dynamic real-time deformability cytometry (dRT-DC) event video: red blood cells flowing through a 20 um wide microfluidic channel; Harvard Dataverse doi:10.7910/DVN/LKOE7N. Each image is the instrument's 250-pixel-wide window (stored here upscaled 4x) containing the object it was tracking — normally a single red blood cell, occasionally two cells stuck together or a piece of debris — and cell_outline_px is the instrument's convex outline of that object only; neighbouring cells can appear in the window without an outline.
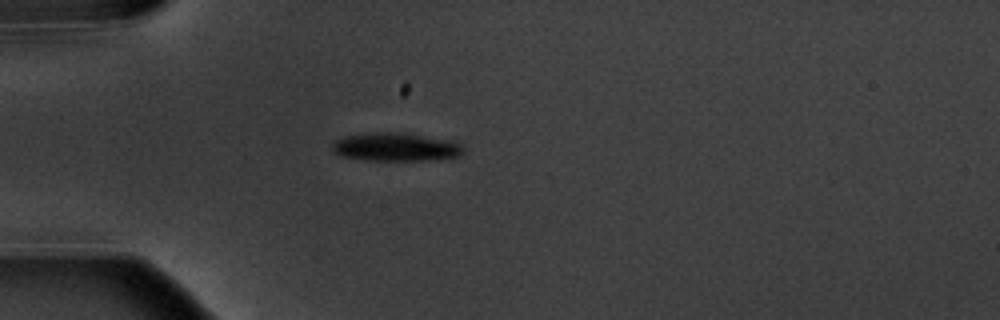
{"species": "common noctule bat (a hibernating species)", "species_latin": "Nyctalus noctula", "temperature_condition": "warm", "stored_images_in_passage": 1, "camera_frame_rate_fps": 3000, "um_per_image_px": 0.085, "animal": {"sex": "male", "body_mass_g": 20.1, "forearm_length_mm": 53.5}, "frame": {"image": 1, "passage_image": 1, "time_ms": 0.0, "image_size_px": [1000, 320], "cell_outline_px": [[464, 152], [460, 156], [432, 160], [368, 160], [340, 156], [332, 152], [332, 144], [336, 140], [344, 136], [376, 132], [396, 132], [452, 140], [460, 144], [464, 148]], "centroid_in_image_um": [33.64, 12.5], "position_along_channel_um": 51.4, "area_um2": 21.68}}